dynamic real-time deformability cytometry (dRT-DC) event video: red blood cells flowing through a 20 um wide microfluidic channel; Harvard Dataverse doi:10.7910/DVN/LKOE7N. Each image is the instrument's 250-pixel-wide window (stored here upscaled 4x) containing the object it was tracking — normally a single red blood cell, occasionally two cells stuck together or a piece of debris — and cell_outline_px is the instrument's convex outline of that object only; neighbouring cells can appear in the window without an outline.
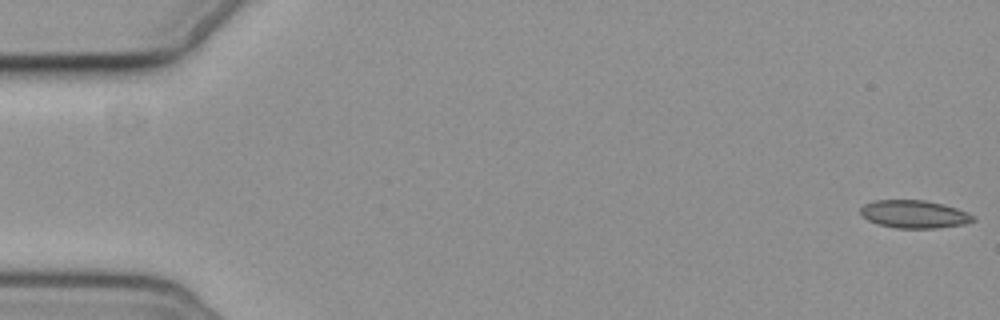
{"species": "common noctule bat (a hibernating species)", "species_latin": "Nyctalus noctula", "temperature_condition": "cold", "stored_images_in_passage": 5, "camera_frame_rate_fps": 3000, "um_per_image_px": 0.085, "animal": {"sex": "female", "body_mass_g": 19.3, "forearm_length_mm": 54.1}, "frame": {"image": 1, "passage_image": 1, "time_ms": 0.0, "image_size_px": [1000, 320], "cell_outline_px": [[976, 220], [964, 224], [936, 228], [896, 228], [880, 224], [868, 220], [860, 212], [860, 208], [864, 204], [872, 200], [924, 200], [956, 208], [976, 216]], "centroid_in_image_um": [77.71, 18.2], "position_along_channel_um": 7.3, "area_um2": 18.15}}
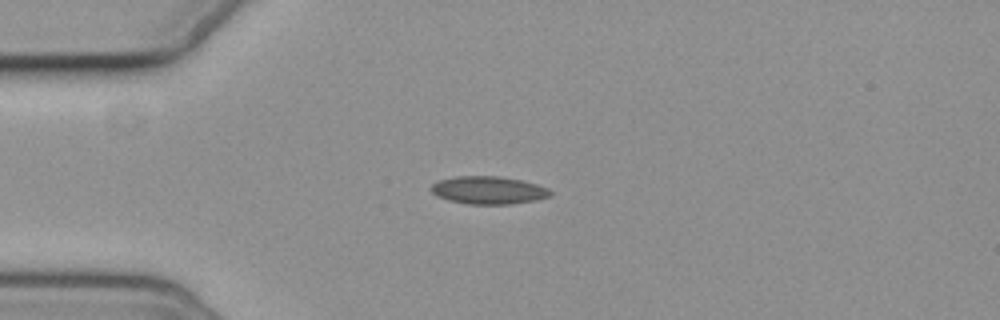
{"frame": {"image": 2, "passage_image": 5, "time_ms": 4.667, "image_size_px": [1000, 320], "cell_outline_px": [[552, 192], [548, 196], [532, 200], [508, 204], [468, 204], [448, 200], [436, 196], [428, 188], [432, 184], [440, 180], [456, 176], [500, 176], [520, 180], [536, 184], [548, 188]], "centroid_in_image_um": [41.45, 16.16], "position_along_channel_um": 43.6, "area_um2": 19.13}}